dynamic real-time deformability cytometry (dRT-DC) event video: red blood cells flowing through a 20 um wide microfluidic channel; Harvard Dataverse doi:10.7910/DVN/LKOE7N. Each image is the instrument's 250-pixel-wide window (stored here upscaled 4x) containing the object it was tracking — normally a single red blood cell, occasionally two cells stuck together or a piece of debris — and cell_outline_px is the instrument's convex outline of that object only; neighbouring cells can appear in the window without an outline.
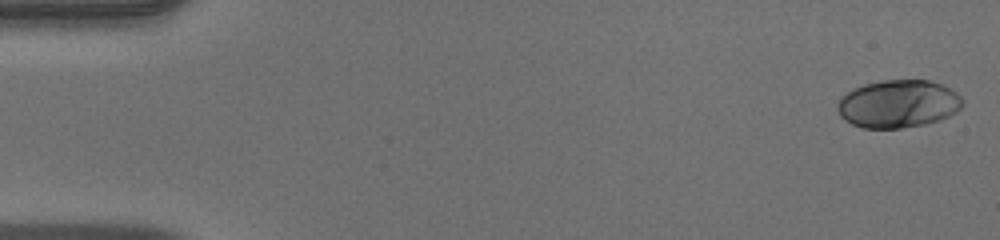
{"species": "human", "species_latin": "Homo sapiens", "temperature_condition": "warm", "stored_images_in_passage": 51, "camera_frame_rate_fps": 3000, "um_per_image_px": 0.085, "donor": {"sex": "male"}, "frame": {"image": 1, "passage_image": 1, "time_ms": 0.0, "image_size_px": [1000, 240], "cell_outline_px": [[964, 104], [956, 112], [940, 120], [924, 124], [900, 128], [864, 128], [852, 124], [844, 120], [840, 116], [836, 108], [836, 104], [840, 96], [852, 88], [864, 84], [880, 80], [928, 80], [940, 84], [956, 92], [964, 100]], "centroid_in_image_um": [76.31, 8.82], "position_along_channel_um": 8.7, "area_um2": 35.14}}
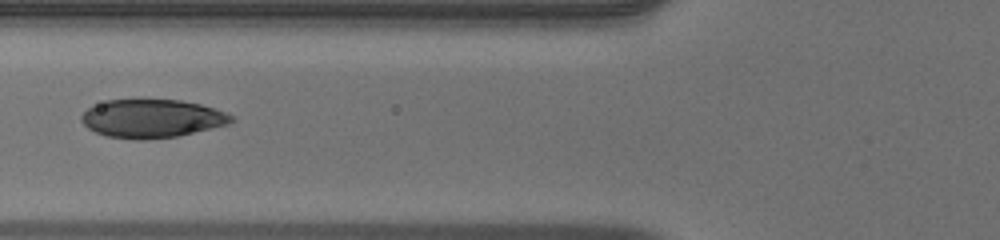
{"frame": {"image": 2, "passage_image": 20, "time_ms": 6.333, "image_size_px": [1000, 240], "cell_outline_px": [[236, 120], [228, 124], [176, 136], [144, 140], [136, 140], [108, 136], [96, 132], [88, 128], [80, 120], [80, 116], [88, 108], [108, 100], [180, 100], [200, 104], [224, 112], [232, 116]], "centroid_in_image_um": [12.9, 10.08], "position_along_channel_um": 112.9, "area_um2": 33.12}}
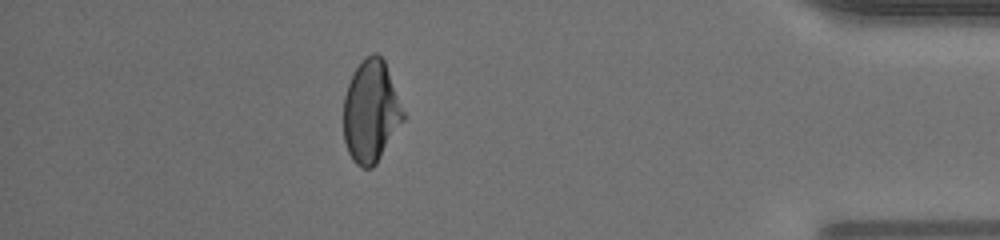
{"frame": {"image": 3, "passage_image": 45, "time_ms": 14.667, "image_size_px": [1000, 240], "cell_outline_px": [[404, 120], [376, 164], [372, 168], [360, 168], [352, 160], [348, 152], [344, 140], [344, 96], [348, 84], [356, 68], [372, 52], [376, 52], [384, 60], [404, 112]], "centroid_in_image_um": [31.52, 9.52], "position_along_channel_um": 403.7, "area_um2": 35.2}, "authors_computed_cell_mechanics": {"area_um2": 34.9112, "velocity_mm_per_s": 4.0111, "shape_relaxation_time_tau1_ms": 5.6316, "shape_relaxation_time_tau2_ms": 0.721, "deformation_change_tau1": 0.21, "deformation_change_tau2": 0.0295}}